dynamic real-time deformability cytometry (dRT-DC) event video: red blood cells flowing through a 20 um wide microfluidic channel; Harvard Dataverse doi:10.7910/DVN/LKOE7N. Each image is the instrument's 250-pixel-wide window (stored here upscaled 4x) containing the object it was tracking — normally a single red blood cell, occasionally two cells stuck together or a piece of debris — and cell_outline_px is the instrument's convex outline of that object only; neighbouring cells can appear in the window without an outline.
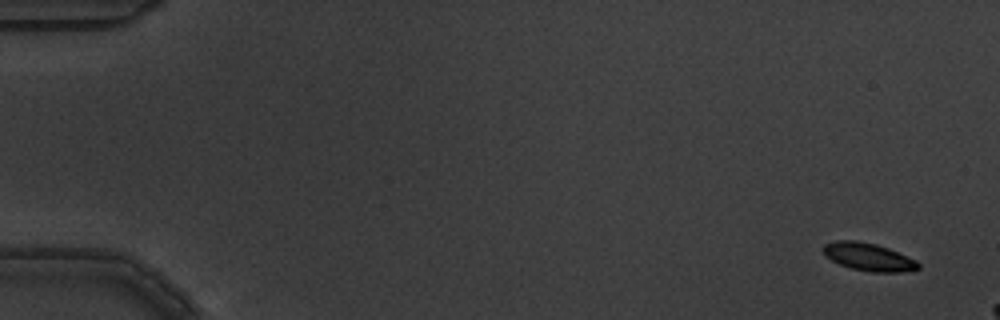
{"species": "common noctule bat (a hibernating species)", "species_latin": "Nyctalus noctula", "temperature_condition": "warm", "stored_images_in_passage": 4, "camera_frame_rate_fps": 3000, "um_per_image_px": 0.085, "animal": {"sex": "male", "body_mass_g": 19.5, "forearm_length_mm": 54.6}, "frame": {"image": 1, "passage_image": 1, "time_ms": 0.0, "image_size_px": [1000, 320], "cell_outline_px": [[920, 268], [900, 272], [872, 272], [852, 268], [840, 264], [824, 256], [820, 248], [824, 244], [836, 240], [856, 240], [876, 244], [888, 248], [916, 260], [920, 264]], "centroid_in_image_um": [73.77, 21.82], "position_along_channel_um": 11.2, "area_um2": 15.43}}